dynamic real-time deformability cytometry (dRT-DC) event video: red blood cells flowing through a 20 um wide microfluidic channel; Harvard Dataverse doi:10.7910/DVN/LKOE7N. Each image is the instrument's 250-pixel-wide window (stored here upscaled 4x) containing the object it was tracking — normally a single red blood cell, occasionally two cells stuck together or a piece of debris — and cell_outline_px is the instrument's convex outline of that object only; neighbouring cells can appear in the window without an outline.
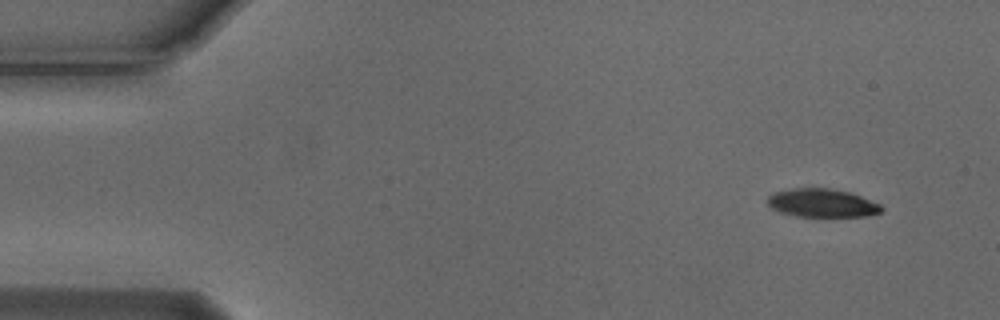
{"species": "Egyptian fruit bat (a non-hibernating species)", "species_latin": "Rousettus aegyptiacus", "temperature_condition": "cold", "stored_images_in_passage": 4, "camera_frame_rate_fps": 3000, "um_per_image_px": 0.085, "animal": {"sex": "male"}, "frame": {"image": 1, "passage_image": 1, "time_ms": 0.0, "image_size_px": [1000, 320], "cell_outline_px": [[884, 208], [880, 212], [868, 216], [796, 216], [780, 212], [772, 208], [768, 204], [768, 196], [772, 192], [792, 188], [828, 188], [848, 192], [860, 196], [880, 204]], "centroid_in_image_um": [69.85, 17.25], "position_along_channel_um": 15.1, "area_um2": 18.73}}
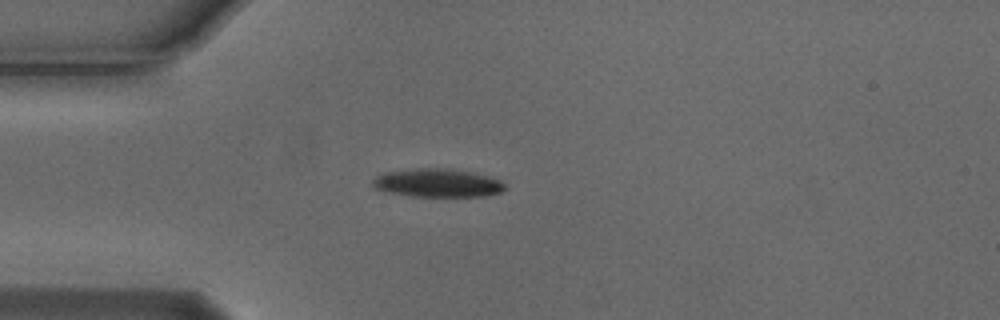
{"frame": {"image": 2, "passage_image": 4, "time_ms": 1.0, "image_size_px": [1000, 320], "cell_outline_px": [[504, 188], [500, 192], [484, 196], [408, 196], [388, 192], [376, 188], [372, 184], [372, 180], [376, 176], [384, 172], [420, 168], [448, 168], [472, 172], [488, 176], [500, 180], [504, 184]], "centroid_in_image_um": [37.16, 15.54], "position_along_channel_um": 47.8, "area_um2": 21.73}}